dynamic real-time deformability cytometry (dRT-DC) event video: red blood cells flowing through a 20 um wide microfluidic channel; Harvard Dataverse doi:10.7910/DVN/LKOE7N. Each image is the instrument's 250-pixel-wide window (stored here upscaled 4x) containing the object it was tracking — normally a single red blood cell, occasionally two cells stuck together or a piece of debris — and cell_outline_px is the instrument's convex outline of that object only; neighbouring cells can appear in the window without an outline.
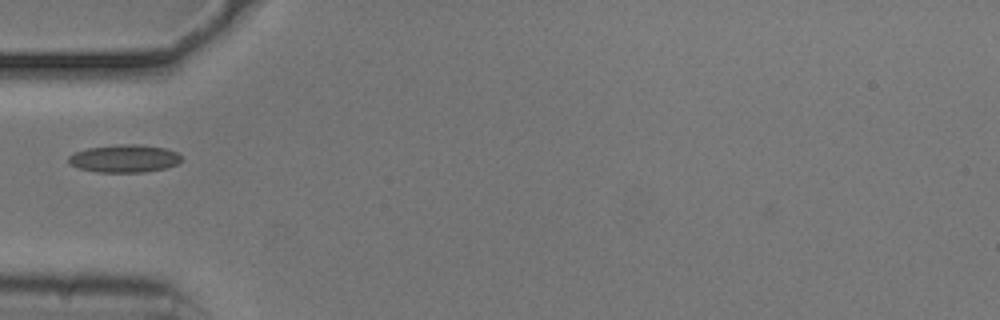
{"species": "common noctule bat (a hibernating species)", "species_latin": "Nyctalus noctula", "temperature_condition": "cold", "stored_images_in_passage": 10, "camera_frame_rate_fps": 3000, "um_per_image_px": 0.085, "animal": {"sex": "male", "body_mass_g": 20.5, "forearm_length_mm": 52.5}, "frame": {"image": 1, "passage_image": 1, "time_ms": 0.0, "image_size_px": [1000, 320], "cell_outline_px": [[184, 160], [176, 164], [164, 168], [144, 172], [96, 172], [80, 168], [68, 164], [68, 156], [72, 152], [88, 148], [120, 144], [136, 144], [164, 148], [176, 152]], "centroid_in_image_um": [10.53, 13.47], "position_along_channel_um": 74.5, "area_um2": 18.26}}
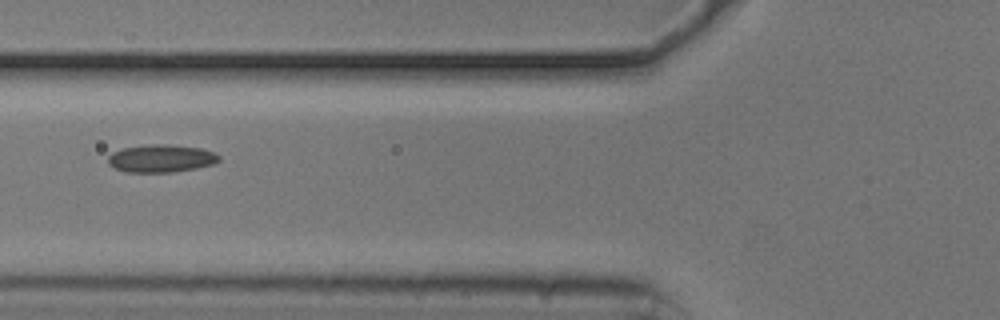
{"frame": {"image": 2, "passage_image": 4, "time_ms": 1.0, "image_size_px": [1000, 320], "cell_outline_px": [[220, 160], [212, 164], [196, 168], [172, 172], [124, 172], [108, 164], [108, 156], [112, 152], [124, 148], [152, 144], [164, 144], [200, 148], [212, 152], [220, 156]], "centroid_in_image_um": [13.67, 13.47], "position_along_channel_um": 112.1, "area_um2": 17.74}}